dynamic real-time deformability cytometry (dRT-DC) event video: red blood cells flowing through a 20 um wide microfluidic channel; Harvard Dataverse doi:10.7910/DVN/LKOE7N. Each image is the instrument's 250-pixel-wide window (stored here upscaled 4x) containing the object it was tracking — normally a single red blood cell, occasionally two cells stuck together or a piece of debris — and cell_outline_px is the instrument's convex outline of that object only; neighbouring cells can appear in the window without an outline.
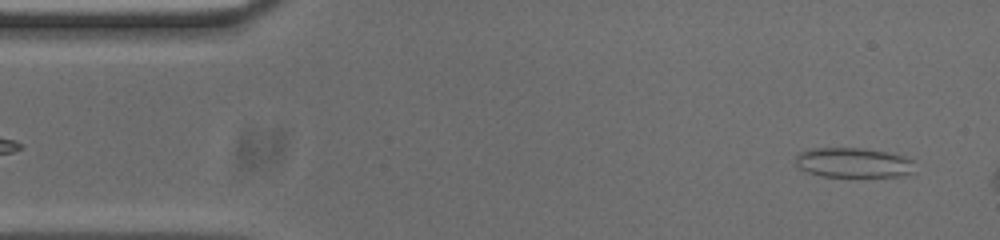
{"species": "common noctule bat (a hibernating species)", "species_latin": "Nyctalus noctula", "temperature_condition": "cold", "stored_images_in_passage": 46, "camera_frame_rate_fps": 3000, "um_per_image_px": 0.085, "animal": {"sex": "male", "body_mass_g": 20.0, "forearm_length_mm": 53.3}, "frame": {"image": 1, "passage_image": 2, "time_ms": 0.333, "image_size_px": [1000, 240], "cell_outline_px": [[916, 172], [900, 176], [820, 176], [808, 172], [800, 168], [796, 164], [796, 156], [800, 152], [812, 148], [864, 148], [888, 152], [904, 156], [916, 160]], "centroid_in_image_um": [72.62, 13.82], "position_along_channel_um": 12.4, "area_um2": 20.98}}
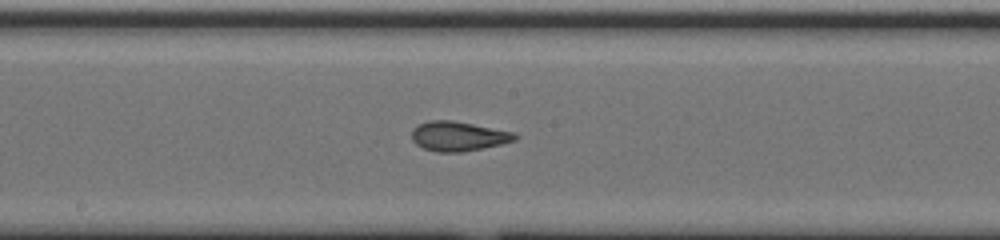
{"frame": {"image": 2, "passage_image": 25, "time_ms": 8.0, "image_size_px": [1000, 240], "cell_outline_px": [[520, 136], [516, 140], [500, 144], [460, 152], [436, 152], [424, 148], [416, 144], [412, 140], [412, 128], [428, 120], [452, 120], [516, 132]], "centroid_in_image_um": [38.97, 11.57], "position_along_channel_um": 209.2, "area_um2": 17.8}}
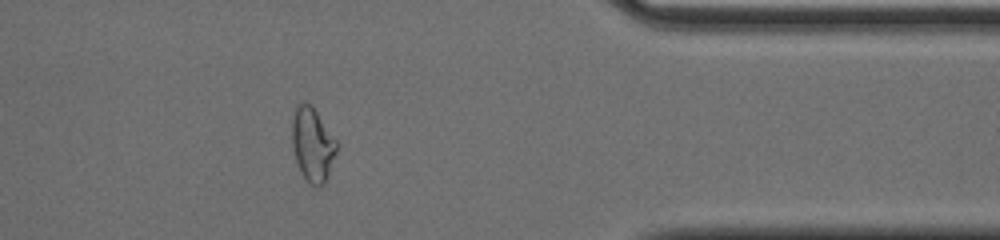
{"frame": {"image": 3, "passage_image": 41, "time_ms": 13.333, "image_size_px": [1000, 240], "cell_outline_px": [[336, 152], [328, 176], [324, 184], [320, 188], [316, 188], [308, 184], [300, 172], [296, 160], [292, 144], [292, 120], [296, 104], [304, 100], [316, 112], [336, 140]], "centroid_in_image_um": [26.54, 12.33], "position_along_channel_um": 384.9, "area_um2": 19.19}, "authors_computed_cell_mechanics": {"area_um2": 18.207, "velocity_mm_per_s": 3.7546, "shape_relaxation_time_tau1_ms": null, "shape_relaxation_time_tau2_ms": 1.4194, "deformation_change_tau1": null, "deformation_change_tau2": 0.0777}}